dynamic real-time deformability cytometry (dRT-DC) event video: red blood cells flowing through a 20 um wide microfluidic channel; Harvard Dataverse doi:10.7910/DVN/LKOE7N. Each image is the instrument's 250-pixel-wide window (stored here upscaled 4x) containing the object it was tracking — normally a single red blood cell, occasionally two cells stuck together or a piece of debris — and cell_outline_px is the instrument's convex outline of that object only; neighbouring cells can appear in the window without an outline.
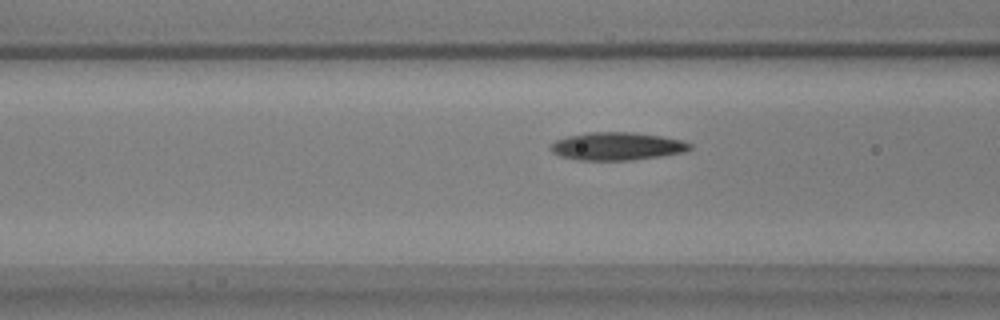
{"species": "common noctule bat (a hibernating species)", "species_latin": "Nyctalus noctula", "temperature_condition": "warm", "stored_images_in_passage": 21, "camera_frame_rate_fps": 3000, "um_per_image_px": 0.085, "animal": {"sex": "male", "body_mass_g": 17.9, "forearm_length_mm": 54.2}, "frame": {"image": 1, "passage_image": 18, "time_ms": 5.667, "image_size_px": [1000, 320], "cell_outline_px": [[692, 148], [684, 152], [660, 156], [628, 160], [576, 160], [560, 156], [552, 152], [548, 148], [548, 144], [556, 140], [568, 136], [588, 132], [632, 132], [660, 136], [684, 140], [692, 144]], "centroid_in_image_um": [52.41, 12.43], "position_along_channel_um": 114.2, "area_um2": 22.77}}